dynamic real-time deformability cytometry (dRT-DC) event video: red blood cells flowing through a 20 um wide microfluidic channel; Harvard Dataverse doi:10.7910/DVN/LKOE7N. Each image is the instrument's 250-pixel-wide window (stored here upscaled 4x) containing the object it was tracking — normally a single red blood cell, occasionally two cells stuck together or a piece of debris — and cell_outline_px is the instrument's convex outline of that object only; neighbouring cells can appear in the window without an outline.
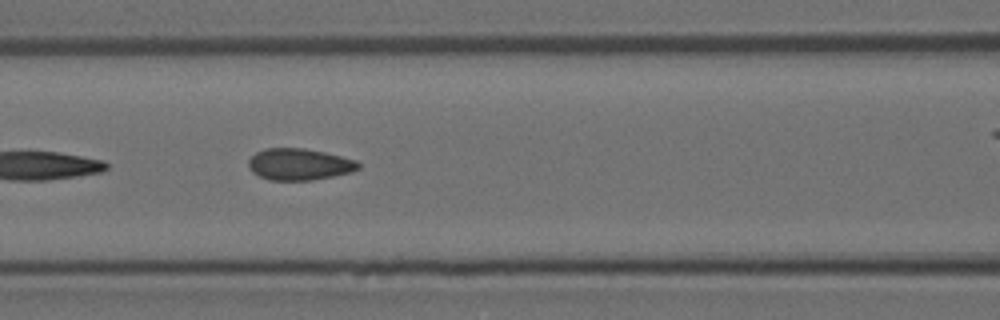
{"species": "Egyptian fruit bat (a non-hibernating species)", "species_latin": "Rousettus aegyptiacus", "temperature_condition": "room temperature", "stored_images_in_passage": 8, "segment_of_instrument_passage": [1, 2], "camera_frame_rate_fps": 3000, "um_per_image_px": 0.085, "animal": {"sex": "female"}, "frame": {"image": 1, "passage_image": 6, "time_ms": 1.667, "image_size_px": [1000, 320], "cell_outline_px": [[360, 168], [352, 172], [312, 180], [268, 180], [252, 172], [248, 168], [248, 160], [256, 152], [264, 148], [304, 148], [324, 152], [356, 160], [360, 164]], "centroid_in_image_um": [25.42, 13.96], "position_along_channel_um": 141.2, "area_um2": 20.29}}